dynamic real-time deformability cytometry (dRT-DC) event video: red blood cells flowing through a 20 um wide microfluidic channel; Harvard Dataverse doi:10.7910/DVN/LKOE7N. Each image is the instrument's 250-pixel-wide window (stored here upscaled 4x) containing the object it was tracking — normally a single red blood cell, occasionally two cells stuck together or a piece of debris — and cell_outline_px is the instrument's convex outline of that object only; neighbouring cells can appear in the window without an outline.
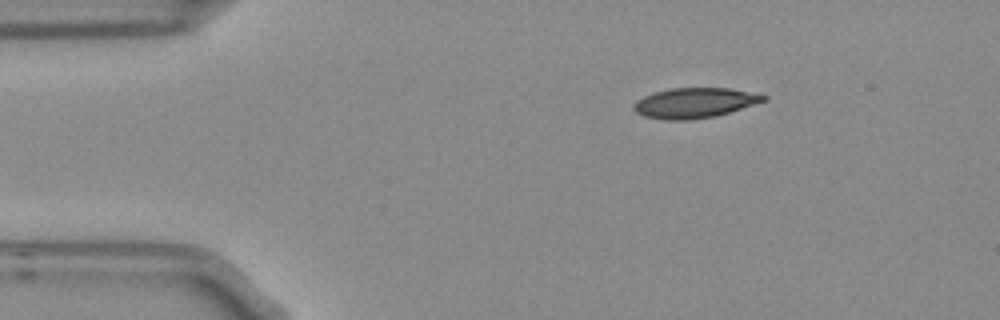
{"species": "Egyptian fruit bat (a non-hibernating species)", "species_latin": "Rousettus aegyptiacus", "temperature_condition": "room temperature", "stored_images_in_passage": 7, "camera_frame_rate_fps": 3000, "um_per_image_px": 0.085, "frame": {"image": 1, "passage_image": 1, "time_ms": 0.0, "image_size_px": [1000, 320], "cell_outline_px": [[768, 100], [716, 116], [692, 120], [664, 120], [644, 116], [636, 112], [632, 108], [632, 104], [636, 100], [644, 96], [656, 92], [672, 88], [728, 88], [768, 96]], "centroid_in_image_um": [59.01, 8.76], "position_along_channel_um": 26.0, "area_um2": 22.77}}
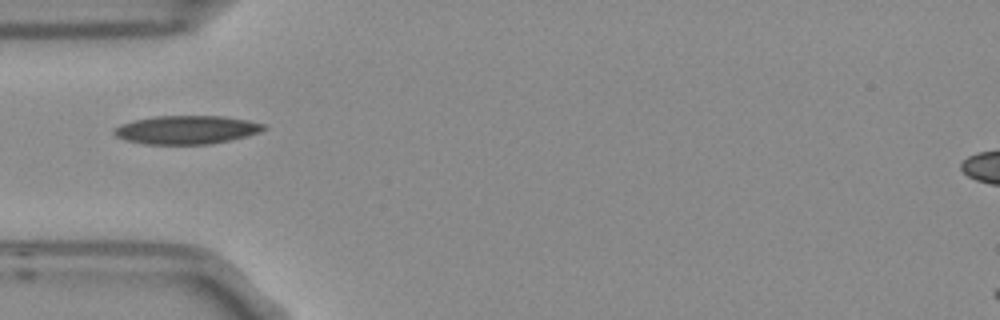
{"frame": {"image": 2, "passage_image": 3, "time_ms": 0.667, "image_size_px": [1000, 320], "cell_outline_px": [[268, 128], [260, 132], [248, 136], [208, 144], [144, 144], [128, 140], [116, 136], [112, 132], [112, 128], [120, 124], [132, 120], [156, 116], [224, 116], [248, 120], [264, 124]], "centroid_in_image_um": [15.85, 11.02], "position_along_channel_um": 69.2, "area_um2": 24.91}}
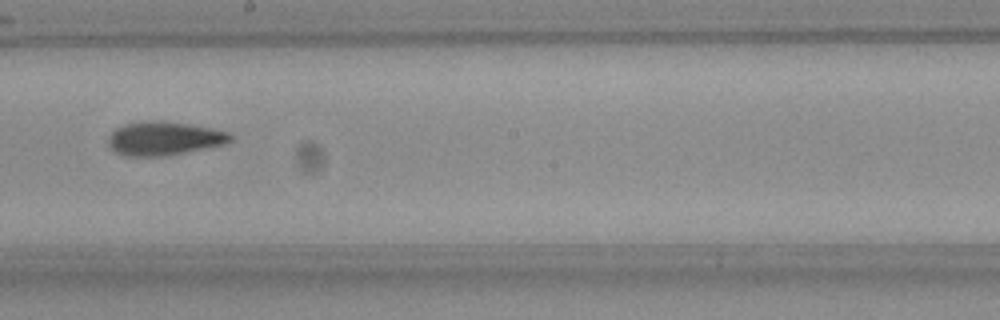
{"frame": {"image": 3, "passage_image": 7, "time_ms": 2.0, "image_size_px": [1000, 320], "cell_outline_px": [[236, 136], [232, 140], [224, 144], [168, 156], [124, 156], [116, 152], [108, 144], [108, 136], [116, 128], [124, 124], [144, 120], [156, 120], [188, 124], [212, 128], [228, 132]], "centroid_in_image_um": [13.95, 11.76], "position_along_channel_um": 234.2, "area_um2": 24.16}}